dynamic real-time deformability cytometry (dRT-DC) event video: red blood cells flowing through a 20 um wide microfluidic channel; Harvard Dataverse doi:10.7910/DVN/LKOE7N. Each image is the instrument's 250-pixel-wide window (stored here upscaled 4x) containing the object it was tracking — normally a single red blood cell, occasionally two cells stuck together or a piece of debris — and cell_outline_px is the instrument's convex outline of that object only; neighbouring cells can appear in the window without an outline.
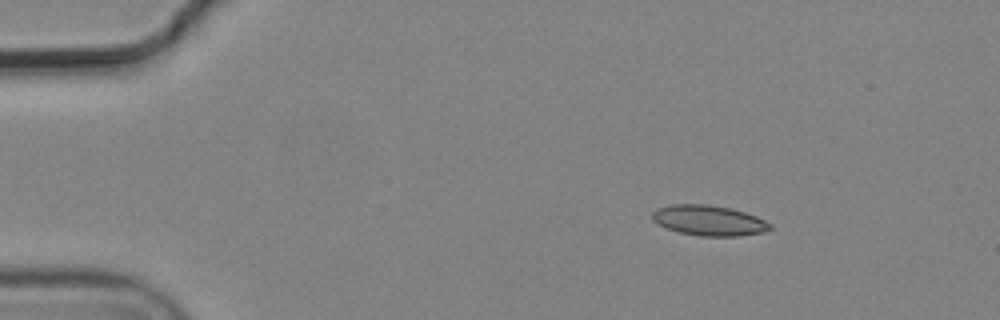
{"species": "common noctule bat (a hibernating species)", "species_latin": "Nyctalus noctula", "temperature_condition": "cold", "stored_images_in_passage": 3, "camera_frame_rate_fps": 3000, "um_per_image_px": 0.085, "animal": {"sex": "male", "body_mass_g": 19.2, "forearm_length_mm": 51.8}, "frame": {"image": 1, "passage_image": 1, "time_ms": 0.0, "image_size_px": [1000, 320], "cell_outline_px": [[772, 228], [764, 232], [740, 236], [700, 236], [680, 232], [656, 224], [652, 220], [652, 212], [656, 208], [672, 204], [708, 204], [728, 208], [744, 212], [756, 216], [772, 224]], "centroid_in_image_um": [60.24, 18.74], "position_along_channel_um": 24.8, "area_um2": 20.87}}